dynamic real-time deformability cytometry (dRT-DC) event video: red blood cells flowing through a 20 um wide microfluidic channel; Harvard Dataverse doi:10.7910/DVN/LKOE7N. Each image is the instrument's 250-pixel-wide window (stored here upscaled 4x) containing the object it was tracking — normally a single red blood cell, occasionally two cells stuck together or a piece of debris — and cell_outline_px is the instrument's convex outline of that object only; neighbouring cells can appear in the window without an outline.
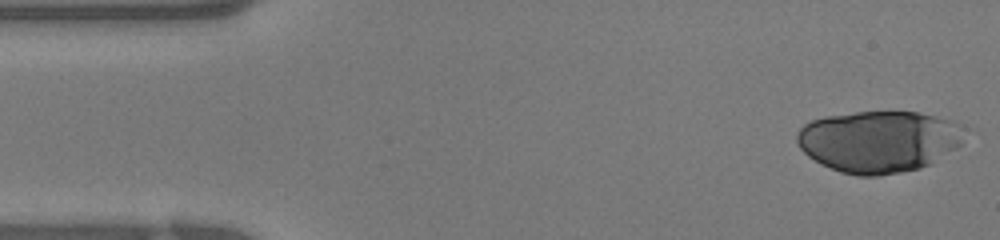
{"species": "human", "species_latin": "Homo sapiens", "temperature_condition": "warm", "stored_images_in_passage": 20, "camera_frame_rate_fps": 3000, "um_per_image_px": 0.085, "donor": {"sex": "female"}, "frame": {"image": 1, "passage_image": 1, "time_ms": 0.0, "image_size_px": [1000, 240], "cell_outline_px": [[960, 144], [956, 148], [928, 164], [920, 168], [900, 172], [876, 176], [856, 176], [840, 172], [820, 164], [808, 156], [800, 148], [796, 140], [796, 136], [800, 128], [808, 120], [824, 116], [856, 112], [920, 112], [952, 120], [956, 124], [960, 140]], "centroid_in_image_um": [74.59, 12.02], "position_along_channel_um": 10.4, "area_um2": 59.82}}